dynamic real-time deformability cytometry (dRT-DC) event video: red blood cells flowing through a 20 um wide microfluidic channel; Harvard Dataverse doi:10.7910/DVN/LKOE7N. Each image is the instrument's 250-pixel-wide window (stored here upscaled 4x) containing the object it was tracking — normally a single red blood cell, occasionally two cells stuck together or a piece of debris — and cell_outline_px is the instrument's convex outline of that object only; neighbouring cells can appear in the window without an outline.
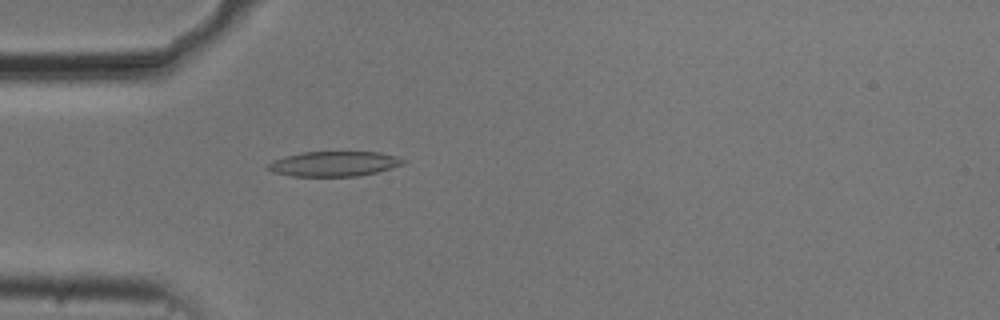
{"species": "common noctule bat (a hibernating species)", "species_latin": "Nyctalus noctula", "temperature_condition": "cold", "stored_images_in_passage": 48, "camera_frame_rate_fps": 3000, "um_per_image_px": 0.085, "animal": {"sex": "male", "body_mass_g": 20.5, "forearm_length_mm": 52.5}, "frame": {"image": 1, "passage_image": 10, "time_ms": 3.0, "image_size_px": [1000, 320], "cell_outline_px": [[404, 164], [376, 172], [356, 176], [292, 176], [272, 172], [264, 168], [272, 160], [284, 156], [304, 152], [380, 152], [404, 160]], "centroid_in_image_um": [28.3, 13.92], "position_along_channel_um": 56.7, "area_um2": 19.54}}
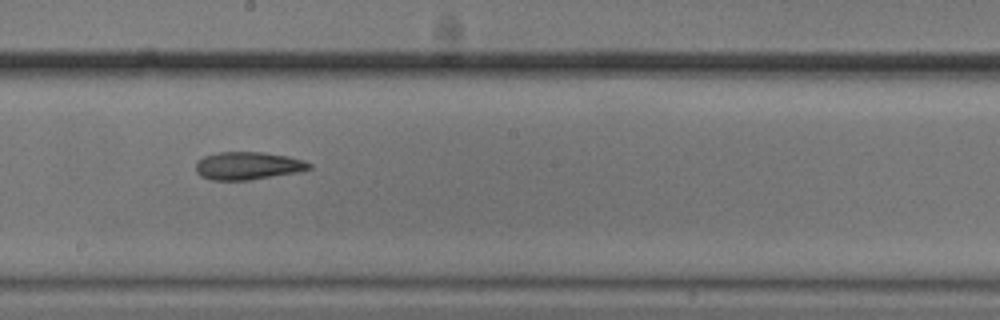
{"frame": {"image": 2, "passage_image": 24, "time_ms": 7.667, "image_size_px": [1000, 320], "cell_outline_px": [[312, 168], [300, 172], [248, 180], [212, 180], [200, 176], [196, 172], [196, 160], [204, 156], [220, 152], [264, 152], [288, 156], [304, 160], [312, 164]], "centroid_in_image_um": [21.08, 14.09], "position_along_channel_um": 227.1, "area_um2": 18.55}}
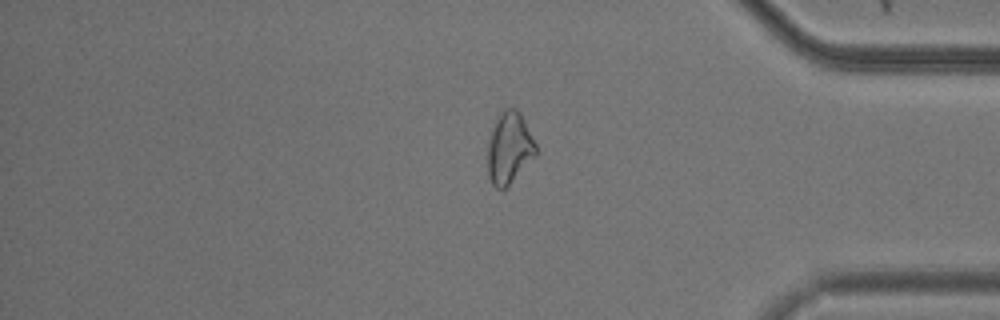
{"frame": {"image": 3, "passage_image": 39, "time_ms": 12.667, "image_size_px": [1000, 320], "cell_outline_px": [[540, 152], [504, 188], [496, 188], [492, 184], [488, 176], [488, 144], [492, 128], [496, 116], [504, 108], [516, 108], [520, 112]], "centroid_in_image_um": [43.3, 12.54], "position_along_channel_um": 391.9, "area_um2": 20.11}, "authors_computed_cell_mechanics": {"area_um2": 19.1896, "velocity_mm_per_s": 3.7429, "shape_relaxation_time_tau1_ms": null, "shape_relaxation_time_tau2_ms": 5.4255, "deformation_change_tau1": null, "deformation_change_tau2": 0.1366}}